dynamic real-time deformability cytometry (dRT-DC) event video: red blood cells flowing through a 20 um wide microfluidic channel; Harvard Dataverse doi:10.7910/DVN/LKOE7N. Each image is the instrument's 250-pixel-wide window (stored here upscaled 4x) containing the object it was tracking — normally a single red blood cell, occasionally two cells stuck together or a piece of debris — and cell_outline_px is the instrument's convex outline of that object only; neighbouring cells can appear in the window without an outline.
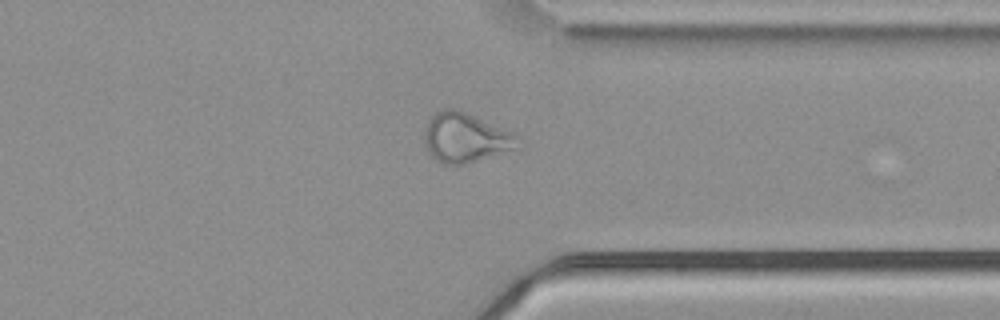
{"species": "common noctule bat (a hibernating species)", "species_latin": "Nyctalus noctula", "temperature_condition": "cold", "stored_images_in_passage": 55, "camera_frame_rate_fps": 3000, "um_per_image_px": 0.085, "animal": {"sex": "male", "body_mass_g": 21.5, "forearm_length_mm": 52.0}, "frame": {"image": 1, "passage_image": 43, "time_ms": 14.0, "image_size_px": [1000, 320], "cell_outline_px": [[520, 148], [464, 164], [444, 164], [436, 160], [428, 152], [424, 140], [424, 132], [428, 120], [440, 108], [456, 108], [512, 132], [516, 136]], "centroid_in_image_um": [39.54, 11.7], "position_along_channel_um": 371.9, "area_um2": 26.88}}
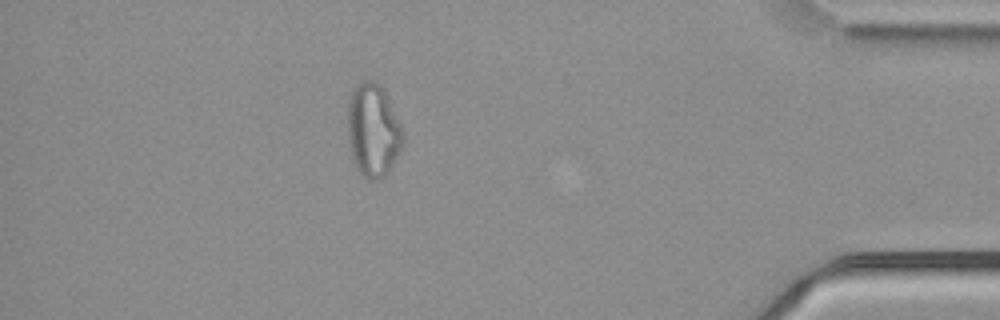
{"frame": {"image": 2, "passage_image": 49, "time_ms": 16.0, "image_size_px": [1000, 320], "cell_outline_px": [[404, 144], [400, 152], [384, 176], [380, 180], [368, 180], [356, 168], [352, 156], [348, 140], [348, 100], [352, 88], [356, 84], [364, 80], [372, 80], [380, 84], [384, 88], [388, 96], [404, 132]], "centroid_in_image_um": [31.72, 11.04], "position_along_channel_um": 403.5, "area_um2": 30.4}}